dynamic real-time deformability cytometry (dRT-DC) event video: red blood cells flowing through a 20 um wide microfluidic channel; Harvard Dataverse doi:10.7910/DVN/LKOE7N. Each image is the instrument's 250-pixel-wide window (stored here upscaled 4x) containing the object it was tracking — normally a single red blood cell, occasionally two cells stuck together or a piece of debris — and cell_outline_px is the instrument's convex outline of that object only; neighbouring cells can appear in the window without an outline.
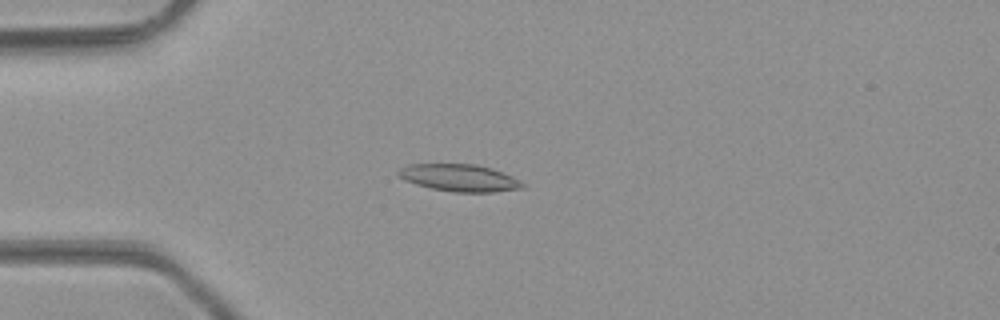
{"species": "common noctule bat (a hibernating species)", "species_latin": "Nyctalus noctula", "temperature_condition": "room temperature", "stored_images_in_passage": 47, "camera_frame_rate_fps": 3000, "um_per_image_px": 0.085, "animal": {"sex": "male", "body_mass_g": 23.1, "forearm_length_mm": 52.7}, "frame": {"image": 1, "passage_image": 12, "time_ms": 3.667, "image_size_px": [1000, 320], "cell_outline_px": [[524, 188], [492, 192], [452, 192], [432, 188], [416, 184], [404, 180], [396, 172], [400, 168], [408, 164], [476, 164], [492, 168], [512, 176], [524, 184]], "centroid_in_image_um": [39.04, 15.11], "position_along_channel_um": 46.0, "area_um2": 19.59}}
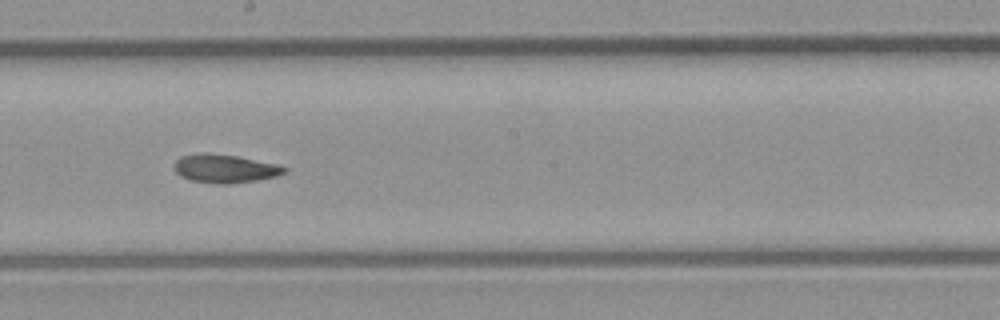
{"frame": {"image": 2, "passage_image": 26, "time_ms": 8.333, "image_size_px": [1000, 320], "cell_outline_px": [[288, 168], [284, 172], [276, 176], [256, 180], [228, 184], [216, 184], [192, 180], [180, 176], [172, 168], [172, 164], [180, 156], [200, 152], [204, 152], [236, 156], [280, 164]], "centroid_in_image_um": [19.07, 14.32], "position_along_channel_um": 229.1, "area_um2": 18.44}}
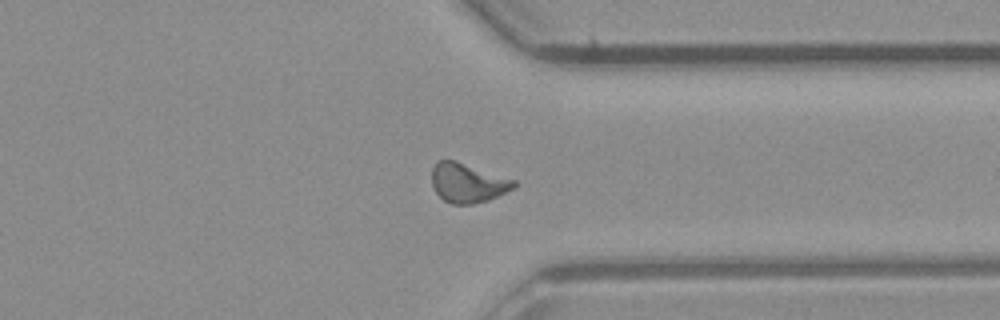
{"frame": {"image": 3, "passage_image": 36, "time_ms": 11.667, "image_size_px": [1000, 320], "cell_outline_px": [[516, 184], [512, 188], [488, 200], [472, 204], [452, 204], [444, 200], [436, 192], [432, 184], [432, 168], [436, 160], [456, 160], [516, 180]], "centroid_in_image_um": [39.72, 15.52], "position_along_channel_um": 371.7, "area_um2": 18.73}, "authors_computed_cell_mechanics": {"area_um2": 18.6694, "velocity_mm_per_s": 4.3339, "shape_relaxation_time_tau1_ms": 5.7796, "shape_relaxation_time_tau2_ms": 3.4566, "deformation_change_tau1": 0.1552, "deformation_change_tau2": 0.1062}}